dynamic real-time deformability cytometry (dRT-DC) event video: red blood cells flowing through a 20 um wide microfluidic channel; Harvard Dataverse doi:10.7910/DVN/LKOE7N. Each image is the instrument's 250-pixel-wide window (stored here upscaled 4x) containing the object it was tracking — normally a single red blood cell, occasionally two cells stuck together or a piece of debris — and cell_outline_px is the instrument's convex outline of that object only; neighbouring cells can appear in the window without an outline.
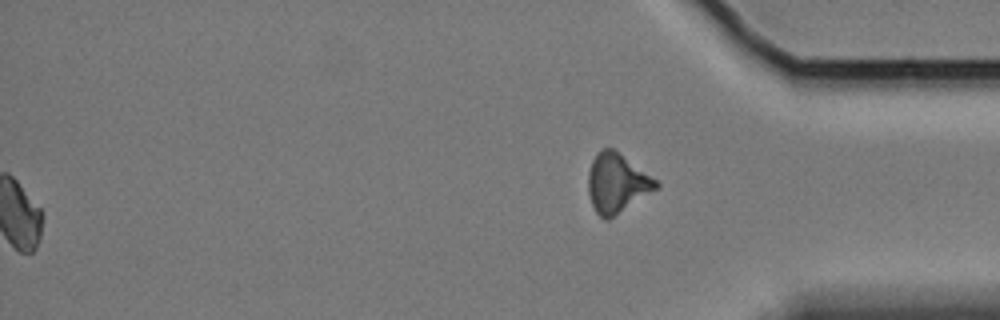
{"species": "Egyptian fruit bat (a non-hibernating species)", "species_latin": "Rousettus aegyptiacus", "temperature_condition": "cold", "stored_images_in_passage": 60, "segment_of_instrument_passage": [2, 2], "camera_frame_rate_fps": 3000, "um_per_image_px": 0.085, "animal": {"sex": "female"}, "frame": {"image": 1, "passage_image": 60, "time_ms": 19.667, "image_size_px": [1000, 320], "cell_outline_px": [[660, 184], [656, 188], [608, 220], [604, 220], [596, 212], [592, 204], [588, 192], [588, 172], [592, 160], [596, 152], [600, 148], [612, 148], [656, 180]], "centroid_in_image_um": [52.37, 15.56], "position_along_channel_um": 382.8, "area_um2": 22.83}}